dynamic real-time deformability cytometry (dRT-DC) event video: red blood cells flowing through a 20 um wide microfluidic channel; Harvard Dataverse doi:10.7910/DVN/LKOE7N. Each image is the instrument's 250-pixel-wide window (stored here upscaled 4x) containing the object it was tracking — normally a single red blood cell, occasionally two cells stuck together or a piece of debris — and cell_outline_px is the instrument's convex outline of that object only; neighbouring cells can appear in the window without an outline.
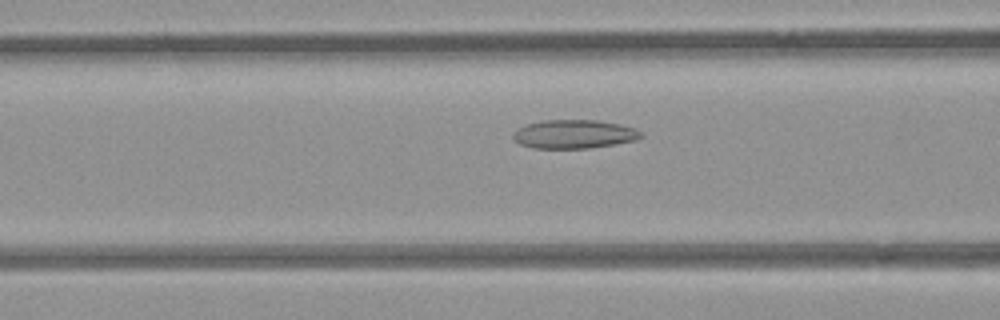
{"species": "common noctule bat (a hibernating species)", "species_latin": "Nyctalus noctula", "temperature_condition": "room temperature", "stored_images_in_passage": 5, "camera_frame_rate_fps": 3000, "um_per_image_px": 0.085, "animal": {"sex": "female", "body_mass_g": 21.9}, "frame": {"image": 1, "passage_image": 4, "time_ms": 1.0, "image_size_px": [1000, 320], "cell_outline_px": [[644, 136], [636, 140], [616, 144], [588, 148], [532, 148], [520, 144], [512, 136], [512, 132], [516, 128], [528, 124], [544, 120], [600, 120], [620, 124], [636, 128]], "centroid_in_image_um": [48.8, 11.4], "position_along_channel_um": 117.8, "area_um2": 21.5}}